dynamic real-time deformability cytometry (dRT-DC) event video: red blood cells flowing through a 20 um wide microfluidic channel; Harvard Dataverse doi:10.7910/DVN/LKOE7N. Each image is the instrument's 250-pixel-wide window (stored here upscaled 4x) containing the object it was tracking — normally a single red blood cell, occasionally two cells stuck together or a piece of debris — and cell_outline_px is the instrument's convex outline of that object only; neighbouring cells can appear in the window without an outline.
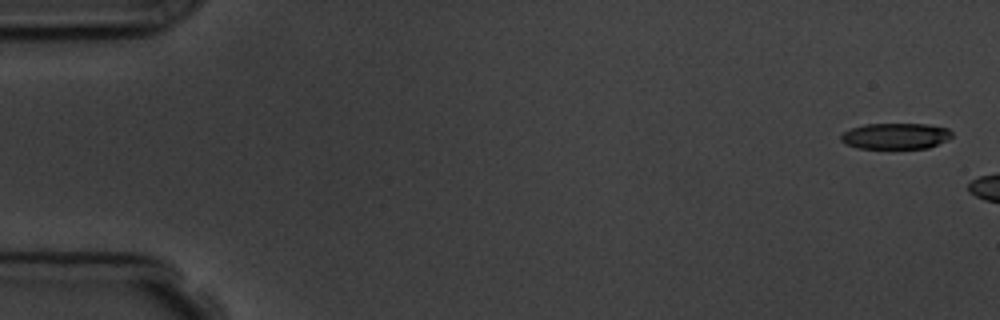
{"species": "common noctule bat (a hibernating species)", "species_latin": "Nyctalus noctula", "temperature_condition": "room temperature", "stored_images_in_passage": 4, "camera_frame_rate_fps": 3000, "um_per_image_px": 0.085, "animal": {"sex": "male", "body_mass_g": 19.5, "forearm_length_mm": 54.6}, "frame": {"image": 1, "passage_image": 1, "time_ms": 0.0, "image_size_px": [1000, 320], "cell_outline_px": [[952, 136], [948, 140], [928, 148], [856, 148], [844, 144], [840, 140], [840, 132], [864, 124], [928, 124], [948, 128], [952, 132]], "centroid_in_image_um": [76.09, 11.56], "position_along_channel_um": 8.9, "area_um2": 17.05}}